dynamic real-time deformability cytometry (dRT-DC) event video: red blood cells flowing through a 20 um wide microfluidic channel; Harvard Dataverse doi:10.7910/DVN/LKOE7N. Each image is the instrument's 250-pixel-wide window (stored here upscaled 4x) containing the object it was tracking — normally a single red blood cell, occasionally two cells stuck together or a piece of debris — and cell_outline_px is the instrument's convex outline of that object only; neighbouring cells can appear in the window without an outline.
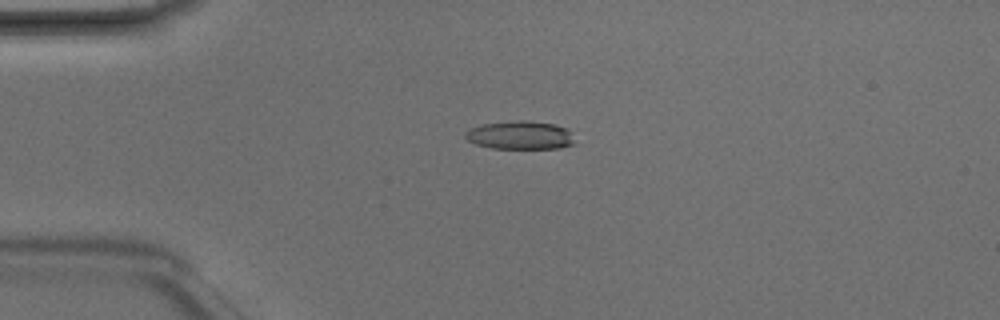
{"species": "Egyptian fruit bat (a non-hibernating species)", "species_latin": "Rousettus aegyptiacus", "temperature_condition": "room temperature", "stored_images_in_passage": 5, "camera_frame_rate_fps": 3000, "um_per_image_px": 0.085, "animal": {"sex": "male"}, "frame": {"image": 1, "passage_image": 3, "time_ms": 0.667, "image_size_px": [1000, 320], "cell_outline_px": [[576, 144], [560, 148], [492, 148], [476, 144], [468, 140], [464, 136], [464, 132], [468, 128], [484, 124], [516, 120], [524, 120], [556, 124], [568, 128]], "centroid_in_image_um": [44.23, 11.48], "position_along_channel_um": 40.8, "area_um2": 18.21}}